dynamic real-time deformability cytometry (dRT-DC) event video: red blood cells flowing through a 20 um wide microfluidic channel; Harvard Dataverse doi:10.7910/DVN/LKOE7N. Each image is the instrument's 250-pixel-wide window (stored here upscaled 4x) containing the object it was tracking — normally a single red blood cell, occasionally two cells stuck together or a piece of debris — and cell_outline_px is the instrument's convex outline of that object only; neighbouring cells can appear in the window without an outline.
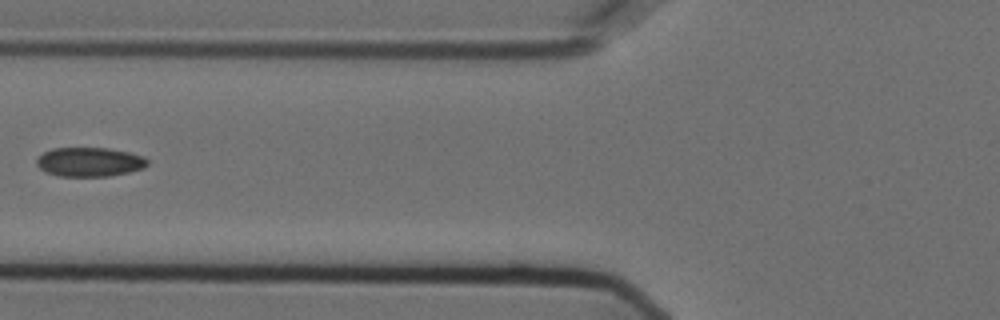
{"species": "Egyptian fruit bat (a non-hibernating species)", "species_latin": "Rousettus aegyptiacus", "temperature_condition": "cold", "stored_images_in_passage": 23, "camera_frame_rate_fps": 3000, "um_per_image_px": 0.085, "animal": {"sex": "female"}, "frame": {"image": 1, "passage_image": 7, "time_ms": 2.0, "image_size_px": [1000, 320], "cell_outline_px": [[148, 164], [144, 168], [128, 172], [108, 176], [60, 176], [44, 172], [36, 164], [36, 160], [44, 152], [52, 148], [108, 148], [128, 152], [144, 156], [148, 160]], "centroid_in_image_um": [7.61, 13.76], "position_along_channel_um": 118.2, "area_um2": 18.84}}
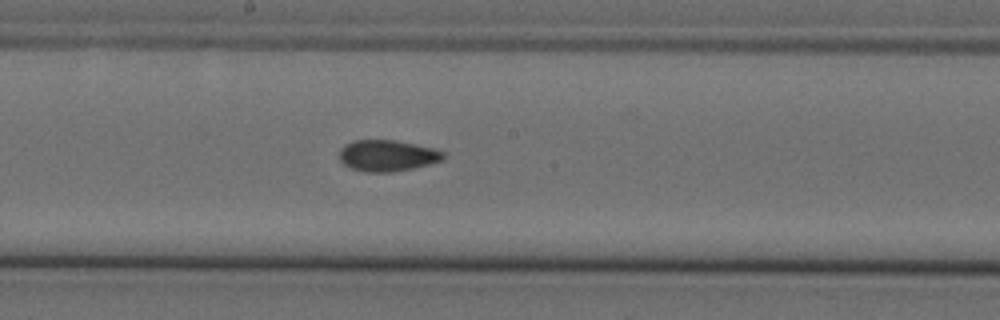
{"frame": {"image": 2, "passage_image": 15, "time_ms": 4.667, "image_size_px": [1000, 320], "cell_outline_px": [[444, 156], [440, 160], [428, 164], [412, 168], [392, 172], [364, 172], [352, 168], [344, 164], [340, 160], [340, 148], [344, 144], [352, 140], [396, 140], [436, 148], [444, 152]], "centroid_in_image_um": [32.9, 13.21], "position_along_channel_um": 215.3, "area_um2": 18.96}}
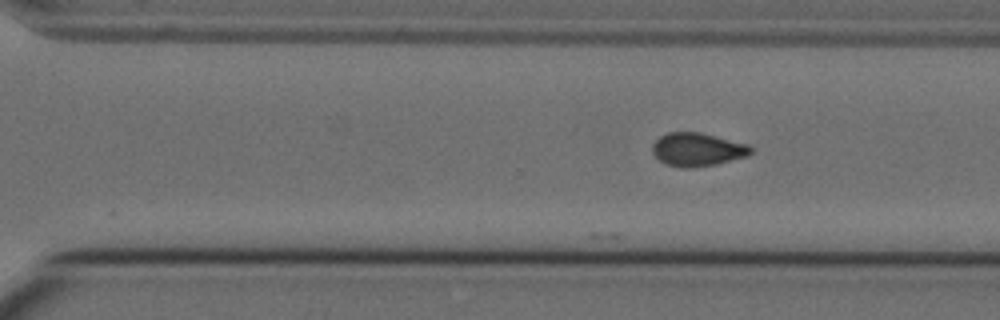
{"frame": {"image": 3, "passage_image": 23, "time_ms": 7.333, "image_size_px": [1000, 320], "cell_outline_px": [[752, 152], [748, 156], [716, 164], [692, 168], [680, 168], [664, 164], [652, 152], [652, 144], [660, 136], [668, 132], [700, 132], [748, 144], [752, 148]], "centroid_in_image_um": [59.27, 12.71], "position_along_channel_um": 311.3, "area_um2": 19.25}}